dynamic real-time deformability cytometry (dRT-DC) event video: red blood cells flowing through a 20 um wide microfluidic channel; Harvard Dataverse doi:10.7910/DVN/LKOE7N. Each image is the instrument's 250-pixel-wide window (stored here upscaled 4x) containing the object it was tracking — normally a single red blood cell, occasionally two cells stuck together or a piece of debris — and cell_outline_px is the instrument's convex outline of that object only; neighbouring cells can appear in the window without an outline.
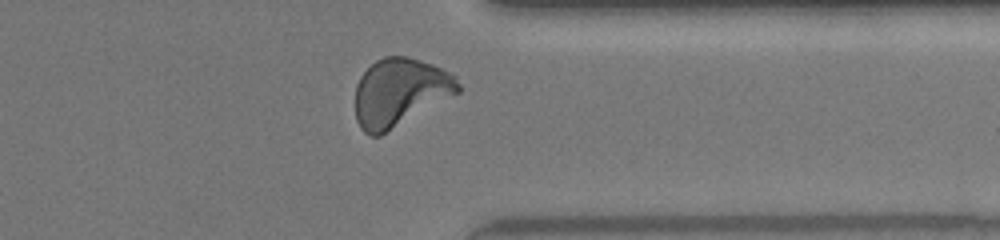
{"species": "human", "species_latin": "Homo sapiens", "temperature_condition": "warm", "stored_images_in_passage": 34, "camera_frame_rate_fps": 3000, "um_per_image_px": 0.085, "donor": {"sex": "female"}, "frame": {"image": 1, "passage_image": 29, "time_ms": 9.333, "image_size_px": [1000, 240], "cell_outline_px": [[460, 92], [380, 136], [372, 136], [364, 132], [360, 128], [356, 120], [356, 84], [360, 76], [376, 60], [384, 56], [408, 56], [432, 64], [456, 76], [460, 84]], "centroid_in_image_um": [33.98, 7.85], "position_along_channel_um": 377.4, "area_um2": 40.75}}